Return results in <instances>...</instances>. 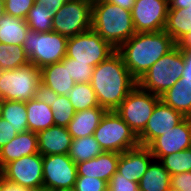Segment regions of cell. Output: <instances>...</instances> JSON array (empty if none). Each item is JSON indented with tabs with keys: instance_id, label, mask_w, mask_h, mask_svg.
Masks as SVG:
<instances>
[{
	"instance_id": "1",
	"label": "cell",
	"mask_w": 191,
	"mask_h": 191,
	"mask_svg": "<svg viewBox=\"0 0 191 191\" xmlns=\"http://www.w3.org/2000/svg\"><path fill=\"white\" fill-rule=\"evenodd\" d=\"M90 84L96 93L99 106L107 111H115L137 85V81L116 51L94 67Z\"/></svg>"
},
{
	"instance_id": "2",
	"label": "cell",
	"mask_w": 191,
	"mask_h": 191,
	"mask_svg": "<svg viewBox=\"0 0 191 191\" xmlns=\"http://www.w3.org/2000/svg\"><path fill=\"white\" fill-rule=\"evenodd\" d=\"M176 45L177 43L164 30L135 33L117 49V52L122 56L132 77L138 81L153 64Z\"/></svg>"
},
{
	"instance_id": "3",
	"label": "cell",
	"mask_w": 191,
	"mask_h": 191,
	"mask_svg": "<svg viewBox=\"0 0 191 191\" xmlns=\"http://www.w3.org/2000/svg\"><path fill=\"white\" fill-rule=\"evenodd\" d=\"M91 29L116 50L136 33L131 11L108 1L92 5Z\"/></svg>"
},
{
	"instance_id": "4",
	"label": "cell",
	"mask_w": 191,
	"mask_h": 191,
	"mask_svg": "<svg viewBox=\"0 0 191 191\" xmlns=\"http://www.w3.org/2000/svg\"><path fill=\"white\" fill-rule=\"evenodd\" d=\"M184 66L183 52L176 45L153 64L137 84L143 90L161 96L182 77Z\"/></svg>"
},
{
	"instance_id": "5",
	"label": "cell",
	"mask_w": 191,
	"mask_h": 191,
	"mask_svg": "<svg viewBox=\"0 0 191 191\" xmlns=\"http://www.w3.org/2000/svg\"><path fill=\"white\" fill-rule=\"evenodd\" d=\"M68 38L52 31H28L23 44L29 62L37 68L61 62L66 57Z\"/></svg>"
},
{
	"instance_id": "6",
	"label": "cell",
	"mask_w": 191,
	"mask_h": 191,
	"mask_svg": "<svg viewBox=\"0 0 191 191\" xmlns=\"http://www.w3.org/2000/svg\"><path fill=\"white\" fill-rule=\"evenodd\" d=\"M106 152L122 153L139 146L138 137L116 111H107L93 133Z\"/></svg>"
},
{
	"instance_id": "7",
	"label": "cell",
	"mask_w": 191,
	"mask_h": 191,
	"mask_svg": "<svg viewBox=\"0 0 191 191\" xmlns=\"http://www.w3.org/2000/svg\"><path fill=\"white\" fill-rule=\"evenodd\" d=\"M41 82L40 69L34 64L0 71V100L29 101Z\"/></svg>"
},
{
	"instance_id": "8",
	"label": "cell",
	"mask_w": 191,
	"mask_h": 191,
	"mask_svg": "<svg viewBox=\"0 0 191 191\" xmlns=\"http://www.w3.org/2000/svg\"><path fill=\"white\" fill-rule=\"evenodd\" d=\"M159 101L160 96L143 90L137 84L115 111L138 137Z\"/></svg>"
},
{
	"instance_id": "9",
	"label": "cell",
	"mask_w": 191,
	"mask_h": 191,
	"mask_svg": "<svg viewBox=\"0 0 191 191\" xmlns=\"http://www.w3.org/2000/svg\"><path fill=\"white\" fill-rule=\"evenodd\" d=\"M117 50L94 30L70 37L67 40L66 57L93 67L107 60Z\"/></svg>"
},
{
	"instance_id": "10",
	"label": "cell",
	"mask_w": 191,
	"mask_h": 191,
	"mask_svg": "<svg viewBox=\"0 0 191 191\" xmlns=\"http://www.w3.org/2000/svg\"><path fill=\"white\" fill-rule=\"evenodd\" d=\"M92 5L86 0H67L54 14L52 30L67 38L91 29Z\"/></svg>"
},
{
	"instance_id": "11",
	"label": "cell",
	"mask_w": 191,
	"mask_h": 191,
	"mask_svg": "<svg viewBox=\"0 0 191 191\" xmlns=\"http://www.w3.org/2000/svg\"><path fill=\"white\" fill-rule=\"evenodd\" d=\"M6 181L32 190L43 188V156L40 153L23 156L0 170Z\"/></svg>"
},
{
	"instance_id": "12",
	"label": "cell",
	"mask_w": 191,
	"mask_h": 191,
	"mask_svg": "<svg viewBox=\"0 0 191 191\" xmlns=\"http://www.w3.org/2000/svg\"><path fill=\"white\" fill-rule=\"evenodd\" d=\"M76 179L77 166L68 154L43 156L44 189H74Z\"/></svg>"
},
{
	"instance_id": "13",
	"label": "cell",
	"mask_w": 191,
	"mask_h": 191,
	"mask_svg": "<svg viewBox=\"0 0 191 191\" xmlns=\"http://www.w3.org/2000/svg\"><path fill=\"white\" fill-rule=\"evenodd\" d=\"M168 11V0H135L131 15L136 33L164 30Z\"/></svg>"
},
{
	"instance_id": "14",
	"label": "cell",
	"mask_w": 191,
	"mask_h": 191,
	"mask_svg": "<svg viewBox=\"0 0 191 191\" xmlns=\"http://www.w3.org/2000/svg\"><path fill=\"white\" fill-rule=\"evenodd\" d=\"M148 148L154 159L191 148V118L185 117L174 128L158 136Z\"/></svg>"
},
{
	"instance_id": "15",
	"label": "cell",
	"mask_w": 191,
	"mask_h": 191,
	"mask_svg": "<svg viewBox=\"0 0 191 191\" xmlns=\"http://www.w3.org/2000/svg\"><path fill=\"white\" fill-rule=\"evenodd\" d=\"M185 117L161 100L156 104L143 132L138 136L141 146H149L158 136L174 128Z\"/></svg>"
},
{
	"instance_id": "16",
	"label": "cell",
	"mask_w": 191,
	"mask_h": 191,
	"mask_svg": "<svg viewBox=\"0 0 191 191\" xmlns=\"http://www.w3.org/2000/svg\"><path fill=\"white\" fill-rule=\"evenodd\" d=\"M153 160L154 156L150 149L147 146L139 145L136 148L119 153L117 173L123 175L129 181L138 183Z\"/></svg>"
},
{
	"instance_id": "17",
	"label": "cell",
	"mask_w": 191,
	"mask_h": 191,
	"mask_svg": "<svg viewBox=\"0 0 191 191\" xmlns=\"http://www.w3.org/2000/svg\"><path fill=\"white\" fill-rule=\"evenodd\" d=\"M38 150L42 156L68 154L72 144V136L67 127L51 126L37 133Z\"/></svg>"
},
{
	"instance_id": "18",
	"label": "cell",
	"mask_w": 191,
	"mask_h": 191,
	"mask_svg": "<svg viewBox=\"0 0 191 191\" xmlns=\"http://www.w3.org/2000/svg\"><path fill=\"white\" fill-rule=\"evenodd\" d=\"M119 153L104 151L95 158L76 164L77 176L99 178L107 183L117 172Z\"/></svg>"
},
{
	"instance_id": "19",
	"label": "cell",
	"mask_w": 191,
	"mask_h": 191,
	"mask_svg": "<svg viewBox=\"0 0 191 191\" xmlns=\"http://www.w3.org/2000/svg\"><path fill=\"white\" fill-rule=\"evenodd\" d=\"M36 153H39L37 133L32 131L19 133L0 148V170L13 160Z\"/></svg>"
},
{
	"instance_id": "20",
	"label": "cell",
	"mask_w": 191,
	"mask_h": 191,
	"mask_svg": "<svg viewBox=\"0 0 191 191\" xmlns=\"http://www.w3.org/2000/svg\"><path fill=\"white\" fill-rule=\"evenodd\" d=\"M41 82L58 95H68L76 84L70 76L69 65L62 62L49 64L40 69Z\"/></svg>"
},
{
	"instance_id": "21",
	"label": "cell",
	"mask_w": 191,
	"mask_h": 191,
	"mask_svg": "<svg viewBox=\"0 0 191 191\" xmlns=\"http://www.w3.org/2000/svg\"><path fill=\"white\" fill-rule=\"evenodd\" d=\"M106 112L107 110L100 106L75 112L67 126L68 132L73 139L93 135Z\"/></svg>"
},
{
	"instance_id": "22",
	"label": "cell",
	"mask_w": 191,
	"mask_h": 191,
	"mask_svg": "<svg viewBox=\"0 0 191 191\" xmlns=\"http://www.w3.org/2000/svg\"><path fill=\"white\" fill-rule=\"evenodd\" d=\"M160 100L184 117L191 118V81L179 79L171 88L161 94Z\"/></svg>"
},
{
	"instance_id": "23",
	"label": "cell",
	"mask_w": 191,
	"mask_h": 191,
	"mask_svg": "<svg viewBox=\"0 0 191 191\" xmlns=\"http://www.w3.org/2000/svg\"><path fill=\"white\" fill-rule=\"evenodd\" d=\"M29 29L25 19L5 14L0 18V43L23 45Z\"/></svg>"
},
{
	"instance_id": "24",
	"label": "cell",
	"mask_w": 191,
	"mask_h": 191,
	"mask_svg": "<svg viewBox=\"0 0 191 191\" xmlns=\"http://www.w3.org/2000/svg\"><path fill=\"white\" fill-rule=\"evenodd\" d=\"M28 131L38 133L54 126L51 107L34 98L26 101Z\"/></svg>"
},
{
	"instance_id": "25",
	"label": "cell",
	"mask_w": 191,
	"mask_h": 191,
	"mask_svg": "<svg viewBox=\"0 0 191 191\" xmlns=\"http://www.w3.org/2000/svg\"><path fill=\"white\" fill-rule=\"evenodd\" d=\"M170 181V173L159 160L154 159L138 182V186L140 191H167Z\"/></svg>"
},
{
	"instance_id": "26",
	"label": "cell",
	"mask_w": 191,
	"mask_h": 191,
	"mask_svg": "<svg viewBox=\"0 0 191 191\" xmlns=\"http://www.w3.org/2000/svg\"><path fill=\"white\" fill-rule=\"evenodd\" d=\"M164 31L176 43L191 32V7L169 9Z\"/></svg>"
},
{
	"instance_id": "27",
	"label": "cell",
	"mask_w": 191,
	"mask_h": 191,
	"mask_svg": "<svg viewBox=\"0 0 191 191\" xmlns=\"http://www.w3.org/2000/svg\"><path fill=\"white\" fill-rule=\"evenodd\" d=\"M104 151L93 135L72 140L69 157L76 163H81L101 155Z\"/></svg>"
},
{
	"instance_id": "28",
	"label": "cell",
	"mask_w": 191,
	"mask_h": 191,
	"mask_svg": "<svg viewBox=\"0 0 191 191\" xmlns=\"http://www.w3.org/2000/svg\"><path fill=\"white\" fill-rule=\"evenodd\" d=\"M2 118L9 121L18 134L28 131L26 102L2 100Z\"/></svg>"
},
{
	"instance_id": "29",
	"label": "cell",
	"mask_w": 191,
	"mask_h": 191,
	"mask_svg": "<svg viewBox=\"0 0 191 191\" xmlns=\"http://www.w3.org/2000/svg\"><path fill=\"white\" fill-rule=\"evenodd\" d=\"M67 96L76 112L99 106L90 83H76Z\"/></svg>"
},
{
	"instance_id": "30",
	"label": "cell",
	"mask_w": 191,
	"mask_h": 191,
	"mask_svg": "<svg viewBox=\"0 0 191 191\" xmlns=\"http://www.w3.org/2000/svg\"><path fill=\"white\" fill-rule=\"evenodd\" d=\"M28 63H30L29 57L23 45L0 43V71L16 69Z\"/></svg>"
},
{
	"instance_id": "31",
	"label": "cell",
	"mask_w": 191,
	"mask_h": 191,
	"mask_svg": "<svg viewBox=\"0 0 191 191\" xmlns=\"http://www.w3.org/2000/svg\"><path fill=\"white\" fill-rule=\"evenodd\" d=\"M53 17L54 14L48 12L46 6L36 0L25 20L30 30L36 32H49L52 31Z\"/></svg>"
},
{
	"instance_id": "32",
	"label": "cell",
	"mask_w": 191,
	"mask_h": 191,
	"mask_svg": "<svg viewBox=\"0 0 191 191\" xmlns=\"http://www.w3.org/2000/svg\"><path fill=\"white\" fill-rule=\"evenodd\" d=\"M159 161L170 175L191 171V148L163 156Z\"/></svg>"
},
{
	"instance_id": "33",
	"label": "cell",
	"mask_w": 191,
	"mask_h": 191,
	"mask_svg": "<svg viewBox=\"0 0 191 191\" xmlns=\"http://www.w3.org/2000/svg\"><path fill=\"white\" fill-rule=\"evenodd\" d=\"M50 106L52 110L54 124L56 126L67 127L75 115V110L67 95H59Z\"/></svg>"
},
{
	"instance_id": "34",
	"label": "cell",
	"mask_w": 191,
	"mask_h": 191,
	"mask_svg": "<svg viewBox=\"0 0 191 191\" xmlns=\"http://www.w3.org/2000/svg\"><path fill=\"white\" fill-rule=\"evenodd\" d=\"M64 65H69V72L75 83H90L94 67L87 63L75 62L74 59L65 57L61 61Z\"/></svg>"
},
{
	"instance_id": "35",
	"label": "cell",
	"mask_w": 191,
	"mask_h": 191,
	"mask_svg": "<svg viewBox=\"0 0 191 191\" xmlns=\"http://www.w3.org/2000/svg\"><path fill=\"white\" fill-rule=\"evenodd\" d=\"M36 0H5V11L7 15L26 19L29 10L34 6Z\"/></svg>"
},
{
	"instance_id": "36",
	"label": "cell",
	"mask_w": 191,
	"mask_h": 191,
	"mask_svg": "<svg viewBox=\"0 0 191 191\" xmlns=\"http://www.w3.org/2000/svg\"><path fill=\"white\" fill-rule=\"evenodd\" d=\"M108 183L99 178L77 176L75 191H107Z\"/></svg>"
},
{
	"instance_id": "37",
	"label": "cell",
	"mask_w": 191,
	"mask_h": 191,
	"mask_svg": "<svg viewBox=\"0 0 191 191\" xmlns=\"http://www.w3.org/2000/svg\"><path fill=\"white\" fill-rule=\"evenodd\" d=\"M107 191H139L137 182L129 181L123 175L115 172L108 182Z\"/></svg>"
},
{
	"instance_id": "38",
	"label": "cell",
	"mask_w": 191,
	"mask_h": 191,
	"mask_svg": "<svg viewBox=\"0 0 191 191\" xmlns=\"http://www.w3.org/2000/svg\"><path fill=\"white\" fill-rule=\"evenodd\" d=\"M58 96L59 95L50 87L40 82L36 92L34 93L33 98L37 101L44 102L51 106L54 103L53 101L56 100Z\"/></svg>"
},
{
	"instance_id": "39",
	"label": "cell",
	"mask_w": 191,
	"mask_h": 191,
	"mask_svg": "<svg viewBox=\"0 0 191 191\" xmlns=\"http://www.w3.org/2000/svg\"><path fill=\"white\" fill-rule=\"evenodd\" d=\"M170 186L181 191H191V171L172 174Z\"/></svg>"
},
{
	"instance_id": "40",
	"label": "cell",
	"mask_w": 191,
	"mask_h": 191,
	"mask_svg": "<svg viewBox=\"0 0 191 191\" xmlns=\"http://www.w3.org/2000/svg\"><path fill=\"white\" fill-rule=\"evenodd\" d=\"M18 133L15 128L4 118L0 119V148L11 141Z\"/></svg>"
},
{
	"instance_id": "41",
	"label": "cell",
	"mask_w": 191,
	"mask_h": 191,
	"mask_svg": "<svg viewBox=\"0 0 191 191\" xmlns=\"http://www.w3.org/2000/svg\"><path fill=\"white\" fill-rule=\"evenodd\" d=\"M184 57V70L181 81H191V50H182Z\"/></svg>"
},
{
	"instance_id": "42",
	"label": "cell",
	"mask_w": 191,
	"mask_h": 191,
	"mask_svg": "<svg viewBox=\"0 0 191 191\" xmlns=\"http://www.w3.org/2000/svg\"><path fill=\"white\" fill-rule=\"evenodd\" d=\"M0 191H33L30 188L10 183L0 176Z\"/></svg>"
},
{
	"instance_id": "43",
	"label": "cell",
	"mask_w": 191,
	"mask_h": 191,
	"mask_svg": "<svg viewBox=\"0 0 191 191\" xmlns=\"http://www.w3.org/2000/svg\"><path fill=\"white\" fill-rule=\"evenodd\" d=\"M39 3H43L48 12L56 14V12L65 4L67 0H37Z\"/></svg>"
},
{
	"instance_id": "44",
	"label": "cell",
	"mask_w": 191,
	"mask_h": 191,
	"mask_svg": "<svg viewBox=\"0 0 191 191\" xmlns=\"http://www.w3.org/2000/svg\"><path fill=\"white\" fill-rule=\"evenodd\" d=\"M169 9L191 7V0H168Z\"/></svg>"
},
{
	"instance_id": "45",
	"label": "cell",
	"mask_w": 191,
	"mask_h": 191,
	"mask_svg": "<svg viewBox=\"0 0 191 191\" xmlns=\"http://www.w3.org/2000/svg\"><path fill=\"white\" fill-rule=\"evenodd\" d=\"M177 46L181 50H191V32L182 37L178 42Z\"/></svg>"
},
{
	"instance_id": "46",
	"label": "cell",
	"mask_w": 191,
	"mask_h": 191,
	"mask_svg": "<svg viewBox=\"0 0 191 191\" xmlns=\"http://www.w3.org/2000/svg\"><path fill=\"white\" fill-rule=\"evenodd\" d=\"M105 1L116 4V5L120 6L121 8H125L130 11L132 10V8L135 4V0H105Z\"/></svg>"
},
{
	"instance_id": "47",
	"label": "cell",
	"mask_w": 191,
	"mask_h": 191,
	"mask_svg": "<svg viewBox=\"0 0 191 191\" xmlns=\"http://www.w3.org/2000/svg\"><path fill=\"white\" fill-rule=\"evenodd\" d=\"M5 14V0H0V18Z\"/></svg>"
},
{
	"instance_id": "48",
	"label": "cell",
	"mask_w": 191,
	"mask_h": 191,
	"mask_svg": "<svg viewBox=\"0 0 191 191\" xmlns=\"http://www.w3.org/2000/svg\"><path fill=\"white\" fill-rule=\"evenodd\" d=\"M88 3H90L91 5L101 2V1H105V0H86Z\"/></svg>"
},
{
	"instance_id": "49",
	"label": "cell",
	"mask_w": 191,
	"mask_h": 191,
	"mask_svg": "<svg viewBox=\"0 0 191 191\" xmlns=\"http://www.w3.org/2000/svg\"><path fill=\"white\" fill-rule=\"evenodd\" d=\"M167 191H181V190L170 186V187L167 189Z\"/></svg>"
},
{
	"instance_id": "50",
	"label": "cell",
	"mask_w": 191,
	"mask_h": 191,
	"mask_svg": "<svg viewBox=\"0 0 191 191\" xmlns=\"http://www.w3.org/2000/svg\"><path fill=\"white\" fill-rule=\"evenodd\" d=\"M2 118V100H0V119Z\"/></svg>"
},
{
	"instance_id": "51",
	"label": "cell",
	"mask_w": 191,
	"mask_h": 191,
	"mask_svg": "<svg viewBox=\"0 0 191 191\" xmlns=\"http://www.w3.org/2000/svg\"><path fill=\"white\" fill-rule=\"evenodd\" d=\"M54 191H75L74 189H58V190H54Z\"/></svg>"
},
{
	"instance_id": "52",
	"label": "cell",
	"mask_w": 191,
	"mask_h": 191,
	"mask_svg": "<svg viewBox=\"0 0 191 191\" xmlns=\"http://www.w3.org/2000/svg\"><path fill=\"white\" fill-rule=\"evenodd\" d=\"M33 191H52V190L42 188V189L33 190Z\"/></svg>"
}]
</instances>
